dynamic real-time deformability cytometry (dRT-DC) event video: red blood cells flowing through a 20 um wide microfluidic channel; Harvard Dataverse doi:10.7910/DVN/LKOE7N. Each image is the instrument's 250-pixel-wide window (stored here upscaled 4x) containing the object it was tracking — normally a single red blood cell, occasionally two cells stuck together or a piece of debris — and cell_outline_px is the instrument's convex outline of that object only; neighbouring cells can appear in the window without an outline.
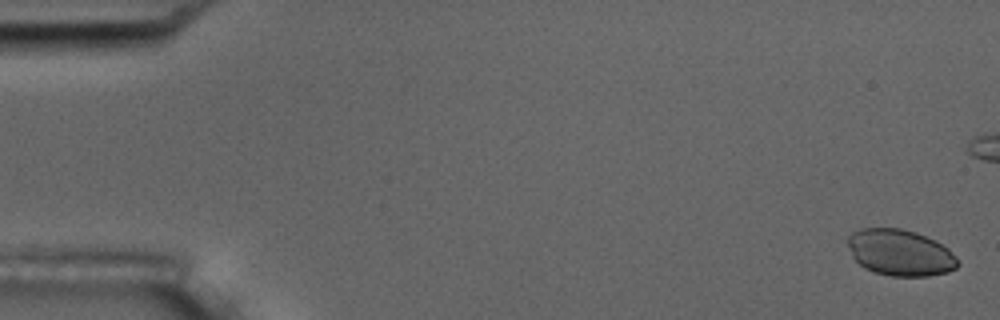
{"species": "common noctule bat (a hibernating species)", "species_latin": "Nyctalus noctula", "temperature_condition": "room temperature", "stored_images_in_passage": 11, "camera_frame_rate_fps": 3000, "um_per_image_px": 0.085, "animal": {"sex": "male", "body_mass_g": 17.5, "forearm_length_mm": 52.3}, "frame": {"image": 1, "passage_image": 1, "time_ms": 0.0, "image_size_px": [1000, 320], "cell_outline_px": [[960, 264], [956, 268], [948, 272], [928, 276], [892, 276], [876, 272], [864, 268], [852, 256], [848, 244], [848, 236], [852, 232], [860, 228], [900, 228], [916, 232], [948, 248], [956, 256]], "centroid_in_image_um": [76.51, 21.48], "position_along_channel_um": 8.5, "area_um2": 29.59}}